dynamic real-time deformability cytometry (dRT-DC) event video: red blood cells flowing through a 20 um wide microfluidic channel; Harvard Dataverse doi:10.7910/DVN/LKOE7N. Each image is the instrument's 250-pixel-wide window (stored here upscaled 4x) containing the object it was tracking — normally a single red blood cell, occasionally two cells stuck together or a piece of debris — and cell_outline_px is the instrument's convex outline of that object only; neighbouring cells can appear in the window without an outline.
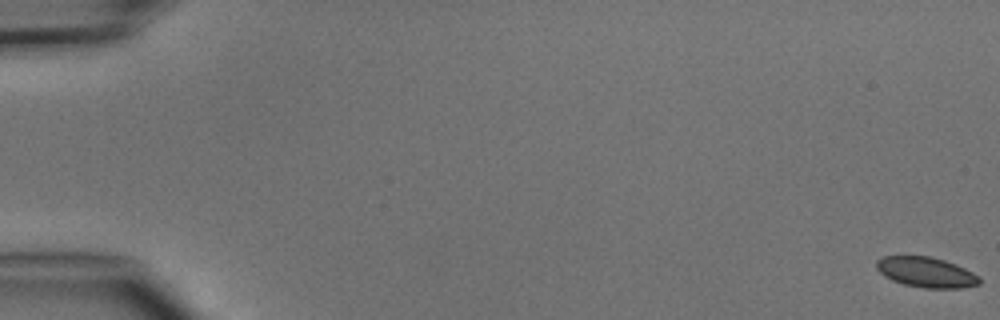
{"species": "common noctule bat (a hibernating species)", "species_latin": "Nyctalus noctula", "temperature_condition": "cold", "stored_images_in_passage": 6, "camera_frame_rate_fps": 3000, "um_per_image_px": 0.085, "animal": {"sex": "male", "body_mass_g": 15.6}, "frame": {"image": 1, "passage_image": 1, "time_ms": 0.0, "image_size_px": [1000, 320], "cell_outline_px": [[980, 284], [960, 288], [924, 288], [904, 284], [892, 280], [884, 276], [876, 268], [876, 260], [884, 256], [928, 256], [944, 260], [964, 268], [972, 272], [980, 280]], "centroid_in_image_um": [78.69, 23.14], "position_along_channel_um": 6.3, "area_um2": 17.98}}
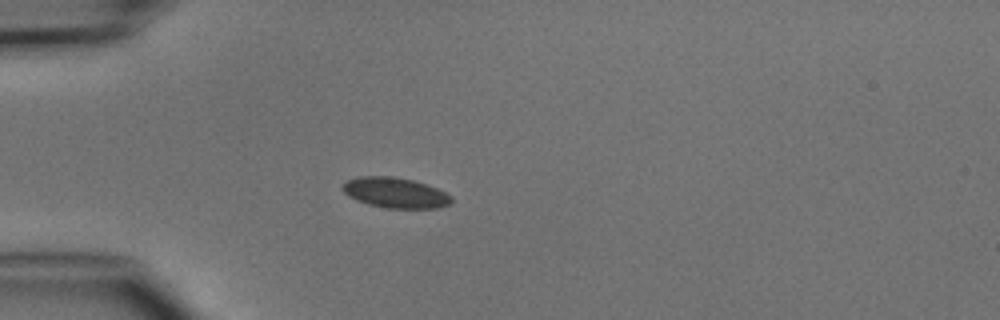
{"frame": {"image": 2, "passage_image": 5, "time_ms": 4.667, "image_size_px": [1000, 320], "cell_outline_px": [[452, 204], [436, 208], [388, 208], [368, 204], [356, 200], [348, 196], [340, 188], [348, 180], [360, 176], [392, 176], [412, 180], [428, 184], [452, 196]], "centroid_in_image_um": [33.61, 16.38], "position_along_channel_um": 51.4, "area_um2": 19.31}}